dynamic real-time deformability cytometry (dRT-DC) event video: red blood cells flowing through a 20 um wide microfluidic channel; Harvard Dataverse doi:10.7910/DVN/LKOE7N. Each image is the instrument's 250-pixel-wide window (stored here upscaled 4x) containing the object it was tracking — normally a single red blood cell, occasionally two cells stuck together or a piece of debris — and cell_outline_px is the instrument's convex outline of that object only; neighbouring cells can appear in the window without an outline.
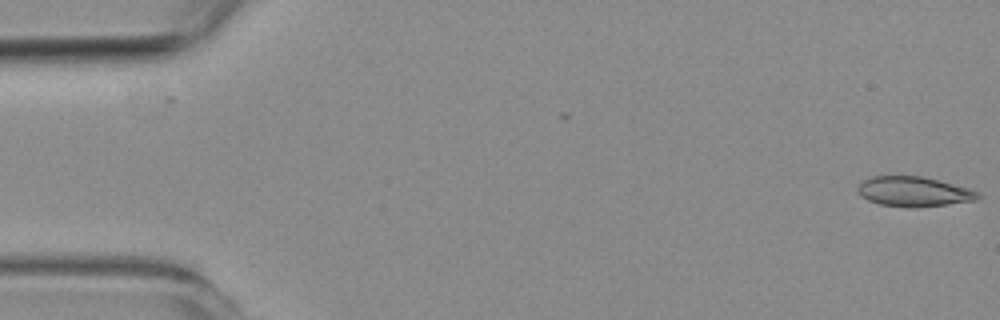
{"species": "common noctule bat (a hibernating species)", "species_latin": "Nyctalus noctula", "temperature_condition": "room temperature", "stored_images_in_passage": 19, "camera_frame_rate_fps": 3000, "um_per_image_px": 0.085, "animal": {"sex": "female", "body_mass_g": 19.3, "forearm_length_mm": 54.1}, "frame": {"image": 1, "passage_image": 1, "time_ms": 0.0, "image_size_px": [1000, 320], "cell_outline_px": [[980, 196], [976, 200], [948, 204], [916, 208], [908, 208], [880, 204], [868, 200], [860, 196], [856, 192], [856, 188], [860, 180], [872, 176], [924, 176], [968, 188], [976, 192]], "centroid_in_image_um": [77.59, 16.28], "position_along_channel_um": 7.4, "area_um2": 21.15}}
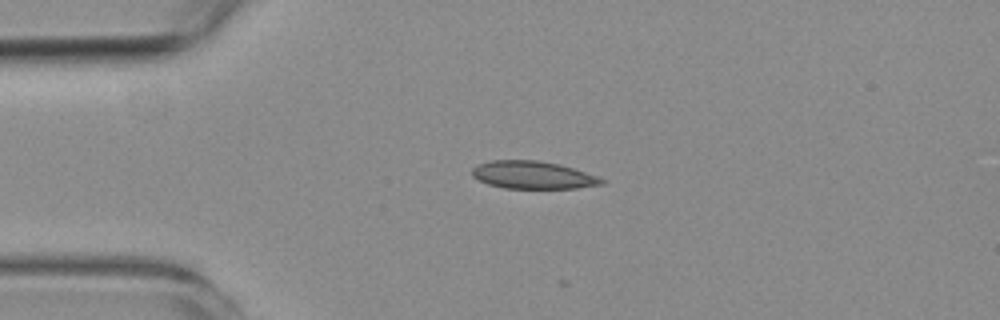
{"frame": {"image": 2, "passage_image": 13, "time_ms": 4.0, "image_size_px": [1000, 320], "cell_outline_px": [[604, 184], [576, 188], [504, 188], [488, 184], [472, 176], [472, 168], [476, 164], [488, 160], [540, 160], [560, 164], [596, 176], [604, 180]], "centroid_in_image_um": [45.25, 14.86], "position_along_channel_um": 39.8, "area_um2": 20.87}}
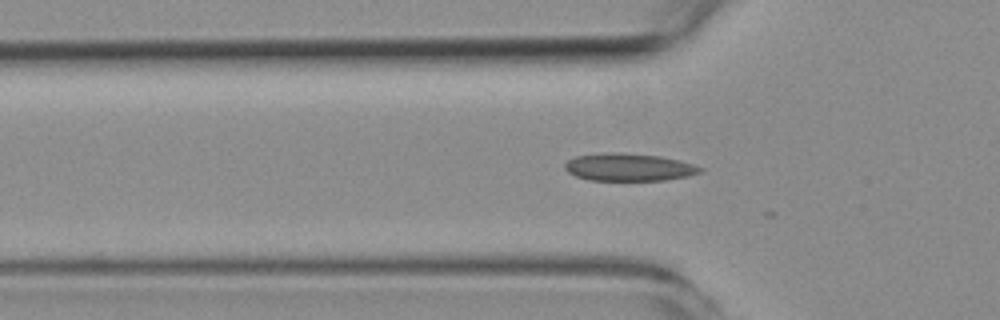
{"frame": {"image": 3, "passage_image": 18, "time_ms": 5.667, "image_size_px": [1000, 320], "cell_outline_px": [[704, 168], [700, 172], [688, 176], [664, 180], [588, 180], [576, 176], [568, 172], [564, 168], [564, 164], [568, 160], [576, 156], [604, 152], [620, 152], [660, 156], [680, 160]], "centroid_in_image_um": [53.43, 14.2], "position_along_channel_um": 72.4, "area_um2": 21.79}}